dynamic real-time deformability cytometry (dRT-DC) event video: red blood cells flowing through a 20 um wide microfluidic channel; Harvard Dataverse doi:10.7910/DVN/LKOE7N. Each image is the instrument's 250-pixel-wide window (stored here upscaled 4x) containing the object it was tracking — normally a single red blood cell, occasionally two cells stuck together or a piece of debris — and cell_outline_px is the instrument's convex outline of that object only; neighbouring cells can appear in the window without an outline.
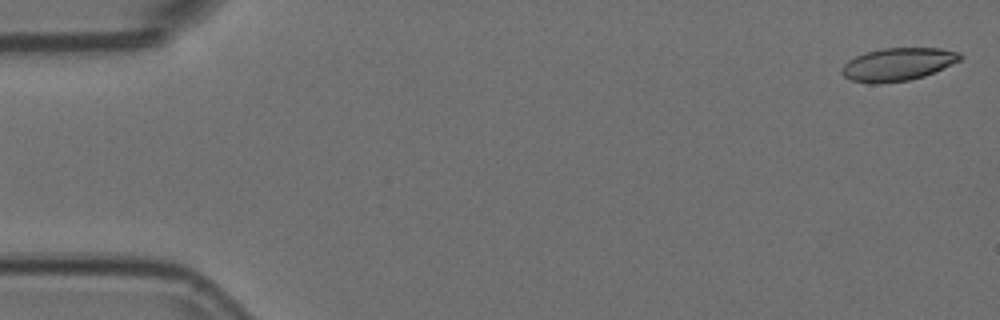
{"species": "Egyptian fruit bat (a non-hibernating species)", "species_latin": "Rousettus aegyptiacus", "temperature_condition": "room temperature", "stored_images_in_passage": 55, "camera_frame_rate_fps": 3000, "um_per_image_px": 0.085, "animal": {"sex": "female"}, "frame": {"image": 1, "passage_image": 2, "time_ms": 0.333, "image_size_px": [1000, 320], "cell_outline_px": [[964, 56], [960, 60], [952, 64], [924, 76], [908, 80], [880, 84], [872, 84], [852, 80], [844, 76], [840, 72], [840, 68], [848, 60], [864, 52], [884, 48], [940, 48], [960, 52]], "centroid_in_image_um": [76.3, 5.46], "position_along_channel_um": 8.7, "area_um2": 22.77}}
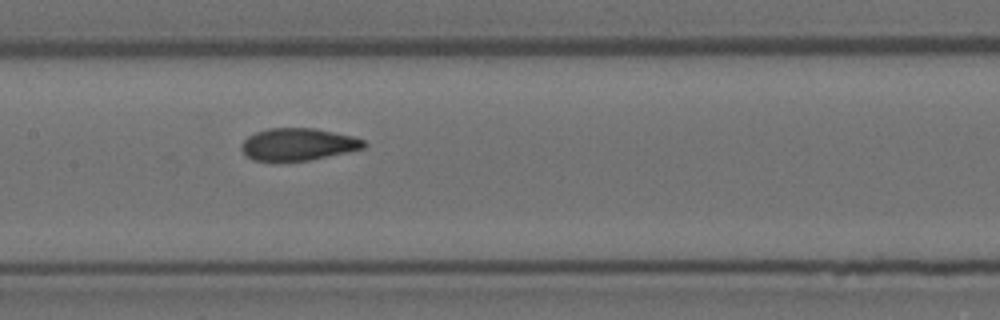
{"frame": {"image": 2, "passage_image": 27, "time_ms": 8.667, "image_size_px": [1000, 320], "cell_outline_px": [[368, 144], [364, 148], [348, 152], [308, 160], [252, 160], [240, 148], [244, 140], [248, 136], [256, 132], [268, 128], [316, 128], [352, 136], [364, 140]], "centroid_in_image_um": [25.36, 12.25], "position_along_channel_um": 182.0, "area_um2": 22.77}}
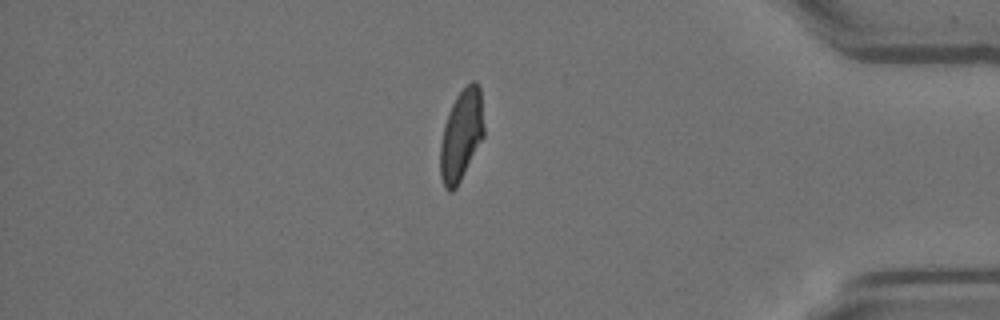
{"frame": {"image": 3, "passage_image": 47, "time_ms": 15.333, "image_size_px": [1000, 320], "cell_outline_px": [[484, 136], [456, 188], [452, 192], [448, 192], [444, 188], [440, 176], [440, 144], [444, 124], [452, 104], [456, 96], [472, 80], [476, 80], [480, 88], [484, 128]], "centroid_in_image_um": [39.2, 11.51], "position_along_channel_um": 396.0, "area_um2": 23.18}, "authors_computed_cell_mechanics": {"area_um2": 23.2934, "velocity_mm_per_s": 3.7212, "shape_relaxation_time_tau1_ms": 5.156, "shape_relaxation_time_tau2_ms": 0.8791, "deformation_change_tau1": 0.1755, "deformation_change_tau2": 0.0644}}